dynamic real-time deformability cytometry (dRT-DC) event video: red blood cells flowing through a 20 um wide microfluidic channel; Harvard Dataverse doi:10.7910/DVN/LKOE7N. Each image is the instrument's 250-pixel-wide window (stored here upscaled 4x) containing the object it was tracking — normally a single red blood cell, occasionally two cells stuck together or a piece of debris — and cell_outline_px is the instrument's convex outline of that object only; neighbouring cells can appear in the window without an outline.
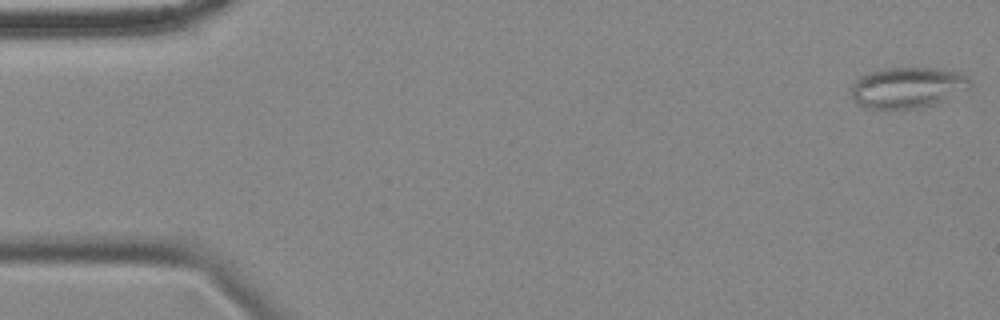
{"species": "common noctule bat (a hibernating species)", "species_latin": "Nyctalus noctula", "temperature_condition": "cold", "stored_images_in_passage": 56, "camera_frame_rate_fps": 3000, "um_per_image_px": 0.085, "animal": {"sex": "female", "body_mass_g": 18.4}, "frame": {"image": 1, "passage_image": 1, "time_ms": 0.0, "image_size_px": [1000, 320], "cell_outline_px": [[972, 84], [968, 88], [932, 104], [916, 108], [868, 108], [856, 104], [852, 100], [852, 84], [860, 76], [872, 72], [888, 68], [936, 68], [956, 72], [968, 76]], "centroid_in_image_um": [77.1, 7.43], "position_along_channel_um": 7.9, "area_um2": 27.74}}
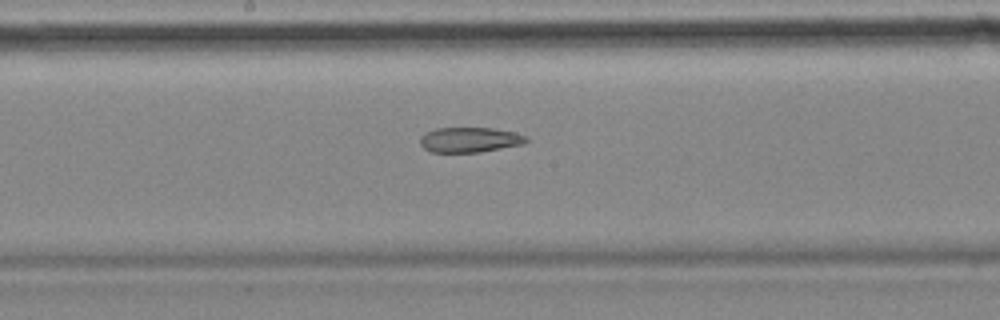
{"frame": {"image": 2, "passage_image": 29, "time_ms": 9.333, "image_size_px": [1000, 320], "cell_outline_px": [[528, 140], [524, 144], [480, 152], [432, 152], [424, 148], [420, 144], [420, 136], [424, 132], [436, 128], [496, 128], [516, 132], [528, 136]], "centroid_in_image_um": [39.94, 11.87], "position_along_channel_um": 208.3, "area_um2": 15.72}}
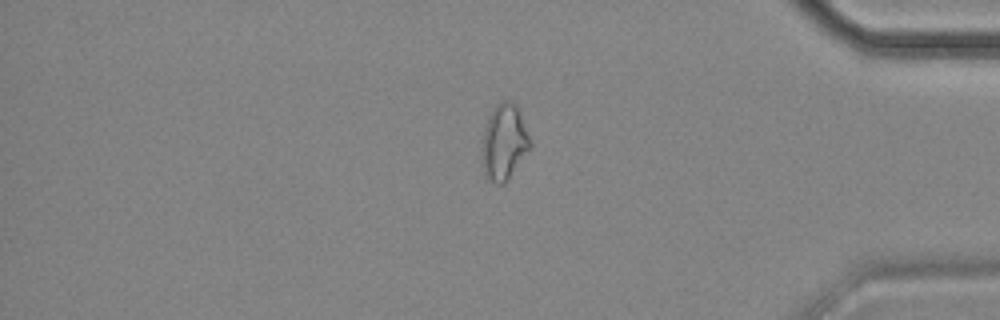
{"frame": {"image": 3, "passage_image": 47, "time_ms": 15.333, "image_size_px": [1000, 320], "cell_outline_px": [[532, 148], [504, 184], [496, 184], [484, 176], [484, 128], [488, 116], [496, 104], [504, 100], [512, 100], [516, 104], [532, 144]], "centroid_in_image_um": [42.89, 12.07], "position_along_channel_um": 392.3, "area_um2": 20.98}, "authors_computed_cell_mechanics": {"area_um2": 20.8658, "velocity_mm_per_s": 3.5173, "shape_relaxation_time_tau1_ms": null, "shape_relaxation_time_tau2_ms": 4.2671, "deformation_change_tau1": null, "deformation_change_tau2": 0.1247}}